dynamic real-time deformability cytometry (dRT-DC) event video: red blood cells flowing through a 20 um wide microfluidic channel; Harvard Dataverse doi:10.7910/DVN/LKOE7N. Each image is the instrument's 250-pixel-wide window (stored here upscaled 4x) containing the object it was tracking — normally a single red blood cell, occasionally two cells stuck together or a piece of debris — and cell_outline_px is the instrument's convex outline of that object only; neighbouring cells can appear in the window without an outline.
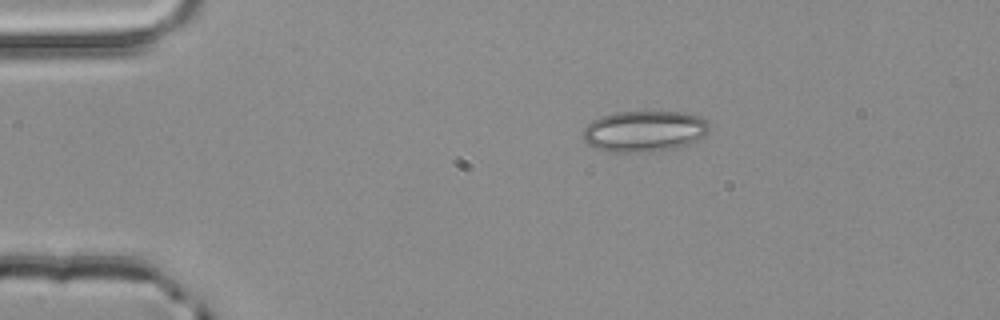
{"species": "common noctule bat (a hibernating species)", "species_latin": "Nyctalus noctula", "temperature_condition": "room temperature", "stored_images_in_passage": 3, "camera_frame_rate_fps": 3000, "um_per_image_px": 0.085, "animal": {"sex": "male", "body_mass_g": 20.4}, "frame": {"image": 1, "passage_image": 1, "time_ms": 0.0, "image_size_px": [1000, 320], "cell_outline_px": [[708, 132], [704, 136], [688, 144], [672, 148], [652, 152], [612, 152], [592, 148], [584, 140], [584, 128], [592, 120], [600, 116], [616, 112], [684, 112], [700, 116], [708, 124]], "centroid_in_image_um": [54.74, 11.15], "position_along_channel_um": 30.3, "area_um2": 30.23}}